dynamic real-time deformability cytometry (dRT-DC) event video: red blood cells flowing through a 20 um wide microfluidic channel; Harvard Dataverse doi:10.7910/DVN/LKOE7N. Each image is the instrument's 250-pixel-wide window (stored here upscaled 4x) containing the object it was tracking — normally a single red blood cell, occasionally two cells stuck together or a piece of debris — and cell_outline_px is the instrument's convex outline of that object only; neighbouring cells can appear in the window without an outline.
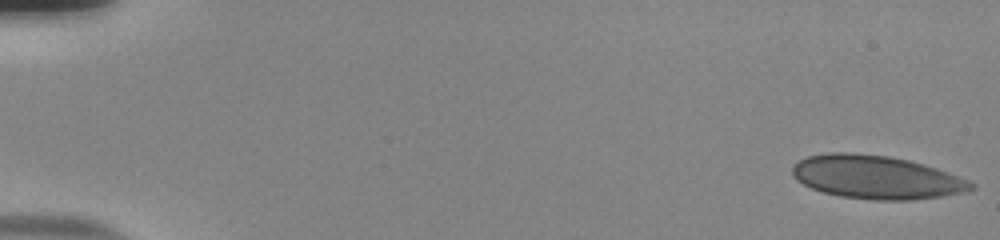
{"species": "human", "species_latin": "Homo sapiens", "temperature_condition": "room temperature", "stored_images_in_passage": 53, "camera_frame_rate_fps": 3000, "um_per_image_px": 0.085, "donor": {"sex": "male"}, "frame": {"image": 1, "passage_image": 1, "time_ms": 0.0, "image_size_px": [1000, 240], "cell_outline_px": [[976, 188], [960, 192], [940, 196], [908, 200], [872, 200], [840, 196], [824, 192], [812, 188], [796, 180], [792, 176], [792, 168], [800, 160], [808, 156], [832, 152], [852, 152], [888, 156], [908, 160], [968, 180], [976, 184]], "centroid_in_image_um": [74.43, 15.06], "position_along_channel_um": 10.6, "area_um2": 44.51}}
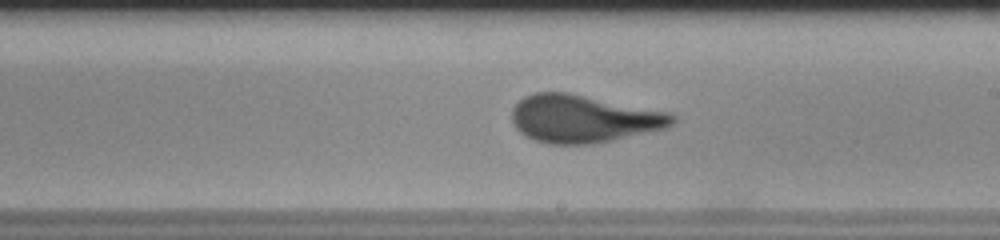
{"frame": {"image": 2, "passage_image": 32, "time_ms": 10.333, "image_size_px": [1000, 240], "cell_outline_px": [[676, 120], [672, 124], [664, 128], [612, 140], [588, 144], [548, 144], [524, 136], [516, 128], [512, 120], [512, 108], [524, 96], [536, 92], [568, 92], [668, 112], [676, 116]], "centroid_in_image_um": [49.55, 10.09], "position_along_channel_um": 239.4, "area_um2": 44.33}}
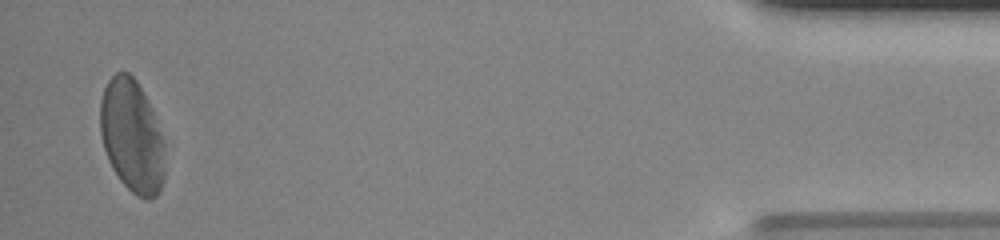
{"frame": {"image": 3, "passage_image": 52, "time_ms": 17.0, "image_size_px": [1000, 240], "cell_outline_px": [[164, 176], [160, 192], [156, 196], [148, 200], [136, 196], [120, 180], [112, 168], [108, 160], [104, 148], [100, 132], [100, 100], [104, 88], [108, 80], [116, 72], [128, 72], [136, 80], [152, 108], [164, 140]], "centroid_in_image_um": [11.22, 11.58], "position_along_channel_um": 424.0, "area_um2": 42.77}, "authors_computed_cell_mechanics": {"area_um2": 43.8124, "velocity_mm_per_s": 3.8539, "shape_relaxation_time_tau1_ms": 5.1514, "shape_relaxation_time_tau2_ms": null, "deformation_change_tau1": 0.1752, "deformation_change_tau2": null}}